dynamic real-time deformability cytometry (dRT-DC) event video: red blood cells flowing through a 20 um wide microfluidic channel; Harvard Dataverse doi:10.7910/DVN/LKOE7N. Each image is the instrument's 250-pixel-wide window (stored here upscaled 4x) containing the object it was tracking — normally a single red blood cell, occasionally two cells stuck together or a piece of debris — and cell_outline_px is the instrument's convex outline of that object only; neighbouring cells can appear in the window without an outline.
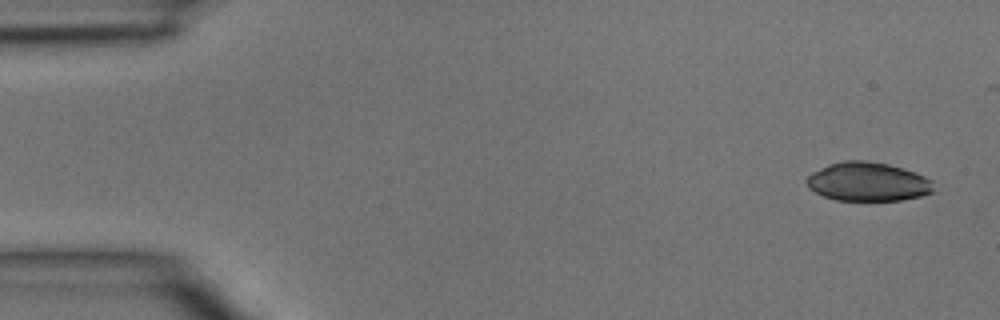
{"species": "common noctule bat (a hibernating species)", "species_latin": "Nyctalus noctula", "temperature_condition": "room temperature", "stored_images_in_passage": 4, "camera_frame_rate_fps": 3000, "um_per_image_px": 0.085, "animal": {"sex": "male", "body_mass_g": 15.6}, "frame": {"image": 1, "passage_image": 1, "time_ms": 0.0, "image_size_px": [1000, 320], "cell_outline_px": [[936, 192], [920, 196], [900, 200], [836, 200], [824, 196], [808, 188], [804, 180], [812, 172], [828, 164], [844, 160], [864, 160], [888, 164], [904, 168], [924, 176], [932, 180]], "centroid_in_image_um": [73.77, 15.44], "position_along_channel_um": 11.2, "area_um2": 28.96}}